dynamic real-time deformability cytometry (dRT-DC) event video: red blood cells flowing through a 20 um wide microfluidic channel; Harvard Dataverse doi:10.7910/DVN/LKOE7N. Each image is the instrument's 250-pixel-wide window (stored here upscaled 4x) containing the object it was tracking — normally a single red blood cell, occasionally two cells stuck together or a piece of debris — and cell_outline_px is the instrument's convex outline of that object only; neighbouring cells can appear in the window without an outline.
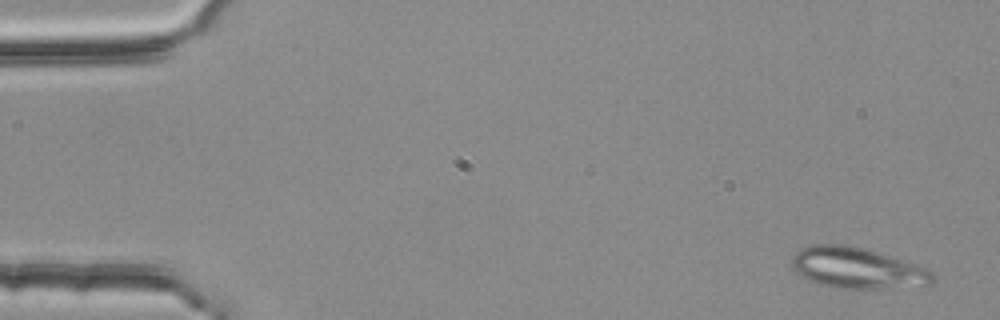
{"species": "common noctule bat (a hibernating species)", "species_latin": "Nyctalus noctula", "temperature_condition": "room temperature", "stored_images_in_passage": 51, "camera_frame_rate_fps": 3000, "um_per_image_px": 0.085, "animal": {"sex": "female", "body_mass_g": 25.1}, "frame": {"image": 1, "passage_image": 1, "time_ms": 0.0, "image_size_px": [1000, 320], "cell_outline_px": [[936, 280], [932, 284], [924, 288], [832, 288], [808, 280], [800, 276], [792, 268], [792, 256], [796, 252], [812, 244], [844, 244], [864, 248], [924, 268], [932, 272], [936, 276]], "centroid_in_image_um": [72.89, 22.81], "position_along_channel_um": 12.1, "area_um2": 33.81}}
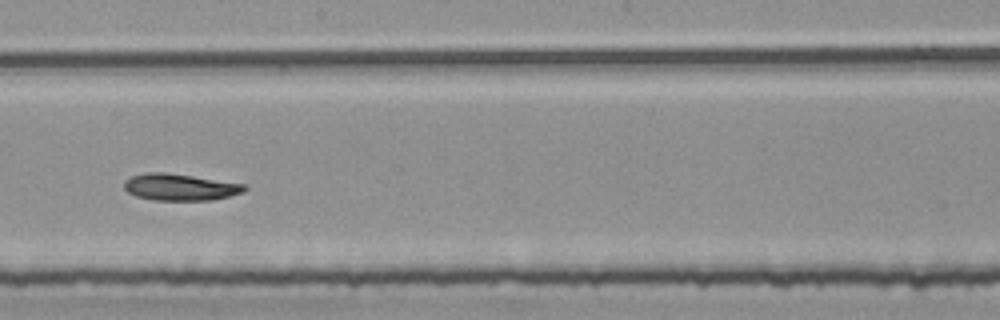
{"frame": {"image": 2, "passage_image": 29, "time_ms": 9.333, "image_size_px": [1000, 320], "cell_outline_px": [[248, 188], [244, 192], [212, 200], [156, 200], [136, 196], [128, 192], [124, 188], [124, 180], [132, 176], [148, 172], [164, 172], [248, 184]], "centroid_in_image_um": [15.33, 15.9], "position_along_channel_um": 232.9, "area_um2": 18.73}}
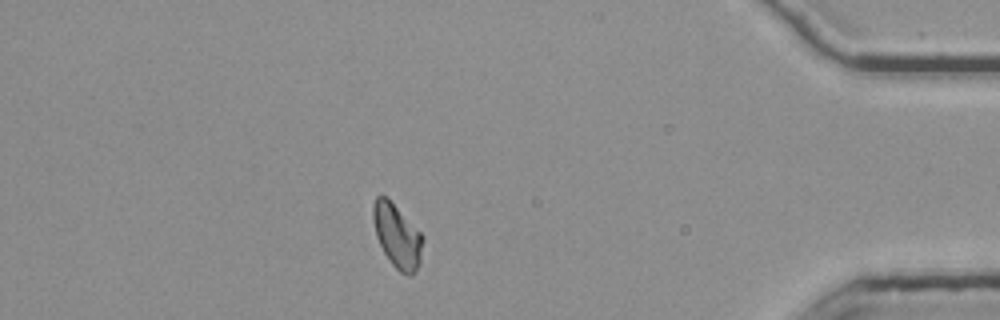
{"frame": {"image": 3, "passage_image": 46, "time_ms": 15.0, "image_size_px": [1000, 320], "cell_outline_px": [[424, 240], [420, 264], [416, 272], [412, 276], [408, 276], [400, 272], [392, 264], [384, 252], [376, 236], [372, 220], [372, 204], [376, 196], [384, 196], [424, 236]], "centroid_in_image_um": [33.77, 20.11], "position_along_channel_um": 401.4, "area_um2": 18.32}, "authors_computed_cell_mechanics": {"area_um2": 18.6694, "velocity_mm_per_s": 3.7718, "shape_relaxation_time_tau1_ms": 6.6315, "shape_relaxation_time_tau2_ms": null, "deformation_change_tau1": 0.148, "deformation_change_tau2": null}}